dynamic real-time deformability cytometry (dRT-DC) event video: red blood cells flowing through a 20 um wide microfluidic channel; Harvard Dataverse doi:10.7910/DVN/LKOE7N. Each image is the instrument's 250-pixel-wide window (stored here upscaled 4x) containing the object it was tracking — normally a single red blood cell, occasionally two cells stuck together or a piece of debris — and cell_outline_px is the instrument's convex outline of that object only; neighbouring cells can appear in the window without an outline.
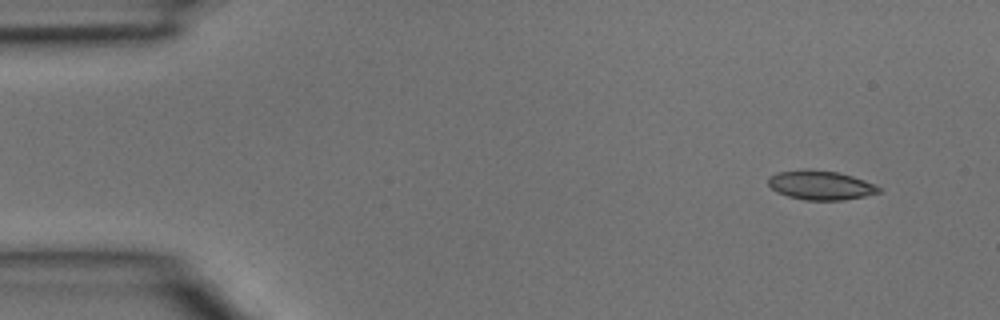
{"species": "common noctule bat (a hibernating species)", "species_latin": "Nyctalus noctula", "temperature_condition": "room temperature", "stored_images_in_passage": 3, "camera_frame_rate_fps": 3000, "um_per_image_px": 0.085, "animal": {"sex": "male", "body_mass_g": 15.6}, "frame": {"image": 1, "passage_image": 1, "time_ms": 0.0, "image_size_px": [1000, 320], "cell_outline_px": [[880, 192], [864, 196], [844, 200], [804, 200], [788, 196], [776, 192], [768, 184], [768, 176], [776, 172], [836, 172], [852, 176], [864, 180], [880, 188]], "centroid_in_image_um": [69.74, 15.79], "position_along_channel_um": 15.3, "area_um2": 17.98}}